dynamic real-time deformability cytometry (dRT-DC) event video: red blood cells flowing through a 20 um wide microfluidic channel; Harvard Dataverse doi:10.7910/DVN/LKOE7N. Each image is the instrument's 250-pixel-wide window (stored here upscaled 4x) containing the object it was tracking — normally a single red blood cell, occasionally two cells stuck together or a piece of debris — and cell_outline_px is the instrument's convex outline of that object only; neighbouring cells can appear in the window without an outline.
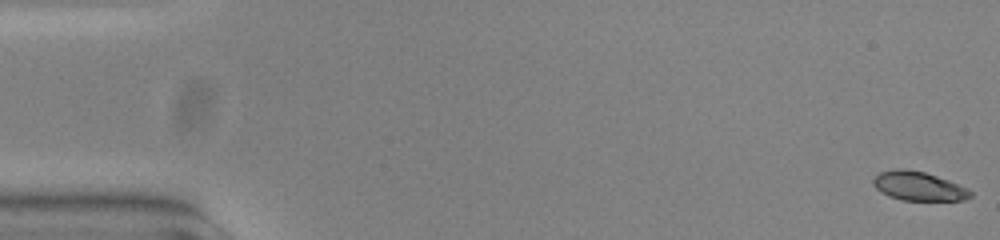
{"species": "common noctule bat (a hibernating species)", "species_latin": "Nyctalus noctula", "temperature_condition": "warm", "stored_images_in_passage": 55, "camera_frame_rate_fps": 3000, "um_per_image_px": 0.085, "animal": {"sex": "female", "body_mass_g": 23.0, "forearm_length_mm": 53.4}, "frame": {"image": 1, "passage_image": 1, "time_ms": 0.0, "image_size_px": [1000, 240], "cell_outline_px": [[972, 196], [964, 200], [900, 200], [888, 196], [880, 192], [872, 184], [872, 180], [880, 172], [896, 168], [904, 168], [924, 172], [948, 180], [968, 188], [972, 192]], "centroid_in_image_um": [78.05, 15.82], "position_along_channel_um": 6.9, "area_um2": 16.47}}
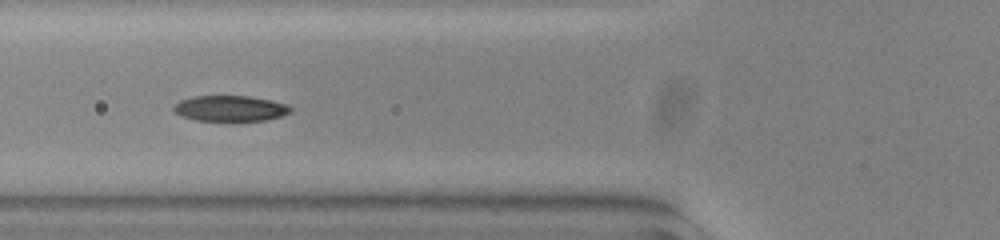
{"frame": {"image": 2, "passage_image": 21, "time_ms": 6.667, "image_size_px": [1000, 240], "cell_outline_px": [[292, 112], [280, 116], [264, 120], [196, 120], [180, 116], [172, 108], [180, 100], [192, 96], [248, 96], [288, 104], [292, 108]], "centroid_in_image_um": [19.56, 9.21], "position_along_channel_um": 106.2, "area_um2": 17.28}}
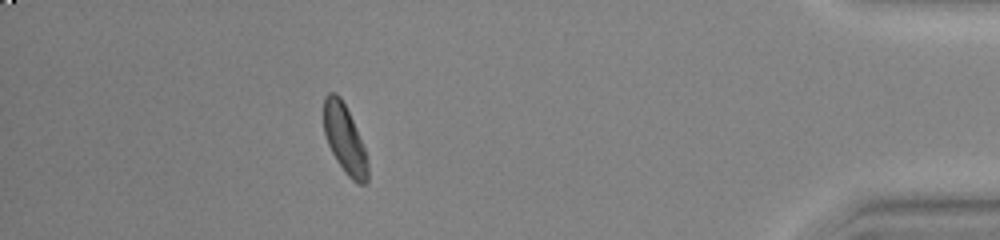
{"frame": {"image": 3, "passage_image": 49, "time_ms": 16.0, "image_size_px": [1000, 240], "cell_outline_px": [[368, 180], [364, 184], [360, 184], [352, 180], [344, 172], [336, 160], [328, 144], [324, 132], [324, 96], [328, 92], [336, 92], [340, 96], [356, 128], [364, 148], [368, 160]], "centroid_in_image_um": [29.29, 11.83], "position_along_channel_um": 405.9, "area_um2": 17.51}, "authors_computed_cell_mechanics": {"area_um2": 17.7446, "velocity_mm_per_s": 3.7693, "shape_relaxation_time_tau1_ms": 2.2369, "shape_relaxation_time_tau2_ms": 2.5704, "deformation_change_tau1": 0.1262, "deformation_change_tau2": 0.0681}}